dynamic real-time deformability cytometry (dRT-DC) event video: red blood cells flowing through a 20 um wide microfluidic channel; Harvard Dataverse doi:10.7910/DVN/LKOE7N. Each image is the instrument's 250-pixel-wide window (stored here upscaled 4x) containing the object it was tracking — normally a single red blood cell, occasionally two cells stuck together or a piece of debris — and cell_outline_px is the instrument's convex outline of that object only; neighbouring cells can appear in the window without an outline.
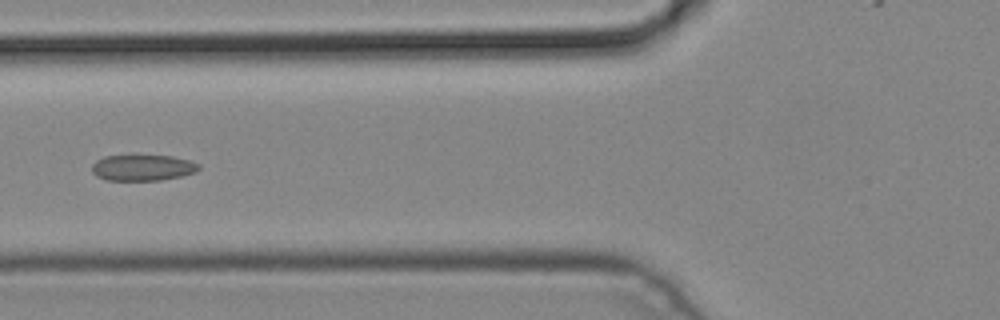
{"species": "common noctule bat (a hibernating species)", "species_latin": "Nyctalus noctula", "temperature_condition": "cold", "stored_images_in_passage": 7, "camera_frame_rate_fps": 3000, "um_per_image_px": 0.085, "animal": {"sex": "male", "body_mass_g": 19.2, "forearm_length_mm": 51.8}, "frame": {"image": 1, "passage_image": 6, "time_ms": 1.667, "image_size_px": [1000, 320], "cell_outline_px": [[200, 168], [196, 172], [184, 176], [160, 180], [108, 180], [96, 176], [92, 172], [92, 164], [96, 160], [104, 156], [132, 152], [172, 156], [188, 160], [200, 164]], "centroid_in_image_um": [12.11, 14.2], "position_along_channel_um": 113.7, "area_um2": 17.17}}
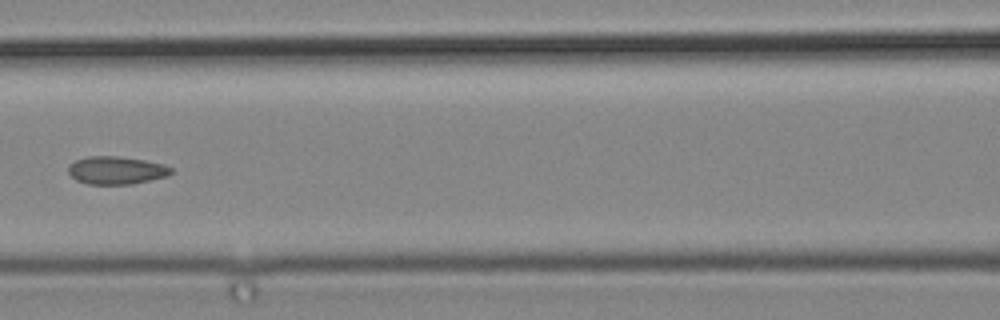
{"frame": {"image": 2, "passage_image": 7, "time_ms": 2.0, "image_size_px": [1000, 320], "cell_outline_px": [[172, 172], [168, 176], [132, 184], [88, 184], [76, 180], [68, 172], [68, 164], [76, 160], [88, 156], [116, 156], [144, 160], [164, 164], [172, 168]], "centroid_in_image_um": [9.88, 14.47], "position_along_channel_um": 156.7, "area_um2": 16.7}}